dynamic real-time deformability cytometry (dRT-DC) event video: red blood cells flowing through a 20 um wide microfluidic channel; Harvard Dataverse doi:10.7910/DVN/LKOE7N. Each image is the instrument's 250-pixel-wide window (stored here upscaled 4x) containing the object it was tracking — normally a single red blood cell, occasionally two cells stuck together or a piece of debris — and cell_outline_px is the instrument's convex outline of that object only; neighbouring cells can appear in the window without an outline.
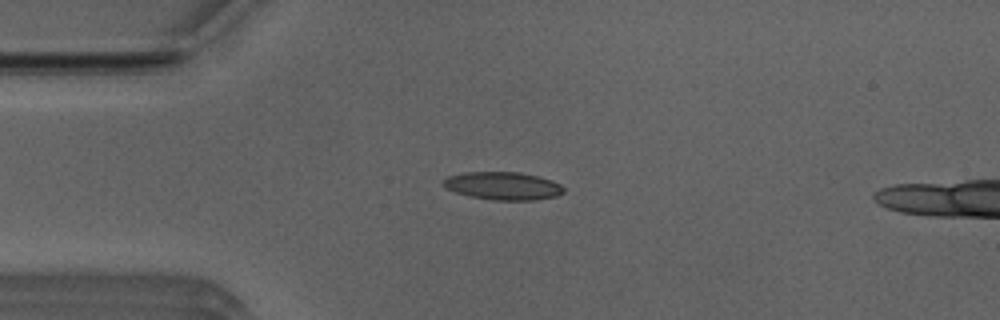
{"species": "Egyptian fruit bat (a non-hibernating species)", "species_latin": "Rousettus aegyptiacus", "temperature_condition": "room temperature", "stored_images_in_passage": 39, "camera_frame_rate_fps": 3000, "um_per_image_px": 0.085, "animal": {"sex": "male"}, "frame": {"image": 1, "passage_image": 1, "time_ms": 0.0, "image_size_px": [1000, 320], "cell_outline_px": [[564, 192], [556, 196], [536, 200], [492, 200], [468, 196], [456, 192], [440, 184], [440, 180], [448, 176], [464, 172], [520, 172], [552, 180], [560, 184], [564, 188]], "centroid_in_image_um": [42.72, 15.8], "position_along_channel_um": 42.3, "area_um2": 19.71}}
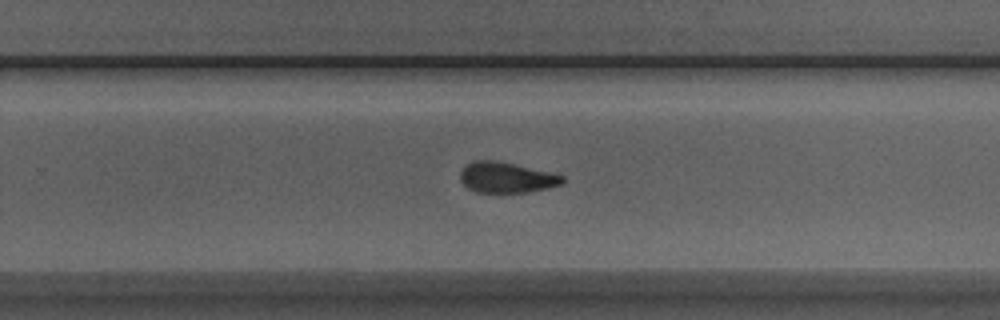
{"frame": {"image": 2, "passage_image": 21, "time_ms": 6.667, "image_size_px": [1000, 320], "cell_outline_px": [[564, 180], [560, 184], [548, 188], [528, 192], [476, 192], [468, 188], [460, 180], [460, 172], [472, 160], [496, 160], [548, 172], [564, 176]], "centroid_in_image_um": [43.01, 15.09], "position_along_channel_um": 286.8, "area_um2": 17.98}}
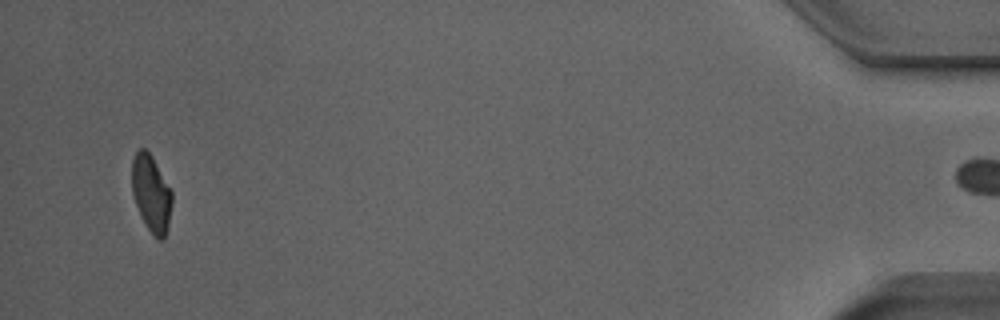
{"frame": {"image": 3, "passage_image": 38, "time_ms": 12.333, "image_size_px": [1000, 320], "cell_outline_px": [[172, 204], [168, 224], [164, 240], [160, 240], [152, 236], [144, 224], [136, 204], [132, 192], [132, 160], [136, 152], [140, 148], [144, 148], [152, 156], [172, 192]], "centroid_in_image_um": [12.85, 16.48], "position_along_channel_um": 422.3, "area_um2": 17.92}, "authors_computed_cell_mechanics": {"area_um2": 18.9006, "velocity_mm_per_s": 3.9587, "shape_relaxation_time_tau1_ms": 8.3674, "shape_relaxation_time_tau2_ms": 2.856, "deformation_change_tau1": 0.2428, "deformation_change_tau2": 0.1058}}